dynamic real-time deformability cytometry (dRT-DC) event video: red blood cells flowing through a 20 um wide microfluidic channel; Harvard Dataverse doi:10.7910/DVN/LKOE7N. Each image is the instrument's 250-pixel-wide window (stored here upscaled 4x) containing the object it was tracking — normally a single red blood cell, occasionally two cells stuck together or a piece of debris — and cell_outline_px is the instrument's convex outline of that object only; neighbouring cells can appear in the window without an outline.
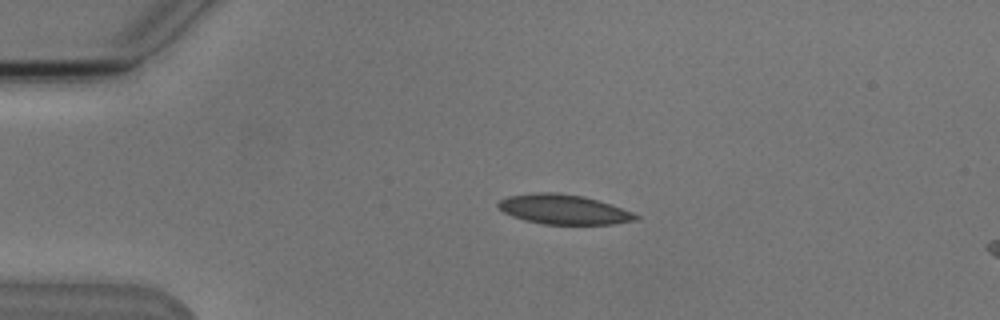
{"species": "Egyptian fruit bat (a non-hibernating species)", "species_latin": "Rousettus aegyptiacus", "temperature_condition": "cold", "stored_images_in_passage": 4, "camera_frame_rate_fps": 3000, "um_per_image_px": 0.085, "animal": {"sex": "male"}, "frame": {"image": 1, "passage_image": 3, "time_ms": 3.333, "image_size_px": [1000, 320], "cell_outline_px": [[640, 216], [636, 220], [612, 224], [544, 224], [524, 220], [512, 216], [504, 212], [496, 204], [500, 200], [508, 196], [532, 192], [556, 192], [584, 196], [632, 212]], "centroid_in_image_um": [47.87, 17.79], "position_along_channel_um": 37.1, "area_um2": 23.64}}